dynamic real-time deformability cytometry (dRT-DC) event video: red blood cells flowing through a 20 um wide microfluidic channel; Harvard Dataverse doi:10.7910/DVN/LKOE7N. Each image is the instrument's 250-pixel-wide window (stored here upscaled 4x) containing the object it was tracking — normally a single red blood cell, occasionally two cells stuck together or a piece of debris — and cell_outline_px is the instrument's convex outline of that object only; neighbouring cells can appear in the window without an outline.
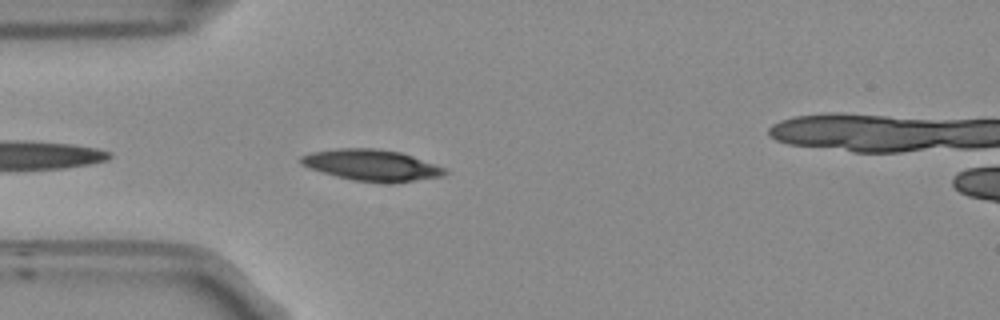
{"species": "Egyptian fruit bat (a non-hibernating species)", "species_latin": "Rousettus aegyptiacus", "temperature_condition": "room temperature", "stored_images_in_passage": 16, "camera_frame_rate_fps": 3000, "um_per_image_px": 0.085, "frame": {"image": 1, "passage_image": 3, "time_ms": 0.667, "image_size_px": [1000, 320], "cell_outline_px": [[448, 172], [440, 176], [392, 184], [356, 180], [336, 176], [308, 168], [300, 164], [300, 156], [308, 152], [336, 148], [376, 148], [400, 152], [412, 156], [444, 168]], "centroid_in_image_um": [31.52, 14.03], "position_along_channel_um": 53.5, "area_um2": 26.18}}
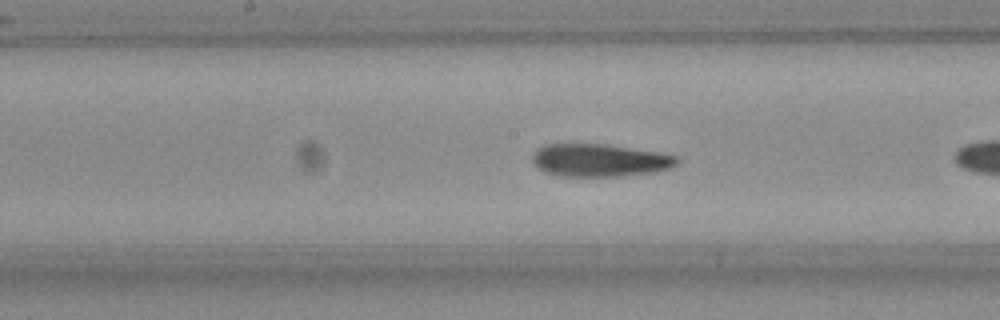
{"frame": {"image": 2, "passage_image": 12, "time_ms": 3.667, "image_size_px": [1000, 320], "cell_outline_px": [[680, 160], [672, 168], [656, 172], [620, 176], [556, 176], [540, 168], [532, 160], [532, 156], [544, 144], [604, 144], [660, 152], [680, 156]], "centroid_in_image_um": [51.06, 13.62], "position_along_channel_um": 197.1, "area_um2": 27.57}}